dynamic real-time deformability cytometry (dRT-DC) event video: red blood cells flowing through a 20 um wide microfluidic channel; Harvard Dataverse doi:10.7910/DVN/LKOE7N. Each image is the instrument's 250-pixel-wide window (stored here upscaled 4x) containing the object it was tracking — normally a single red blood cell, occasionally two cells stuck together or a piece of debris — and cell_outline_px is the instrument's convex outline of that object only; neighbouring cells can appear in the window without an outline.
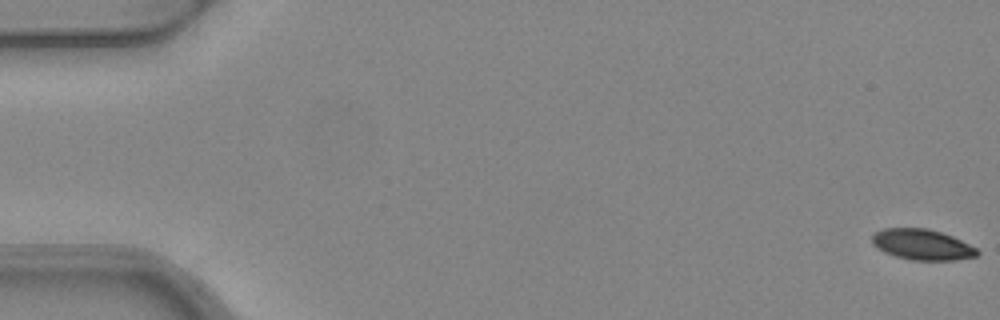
{"species": "common noctule bat (a hibernating species)", "species_latin": "Nyctalus noctula", "temperature_condition": "warm", "stored_images_in_passage": 4, "camera_frame_rate_fps": 3000, "um_per_image_px": 0.085, "animal": {"sex": "female", "body_mass_g": 24.6, "forearm_length_mm": 56.2}, "frame": {"image": 1, "passage_image": 1, "time_ms": 0.0, "image_size_px": [1000, 320], "cell_outline_px": [[980, 252], [976, 256], [956, 260], [912, 260], [896, 256], [884, 252], [876, 248], [872, 244], [872, 236], [876, 232], [884, 228], [928, 228], [952, 236], [976, 248]], "centroid_in_image_um": [78.36, 20.79], "position_along_channel_um": 6.6, "area_um2": 18.73}}
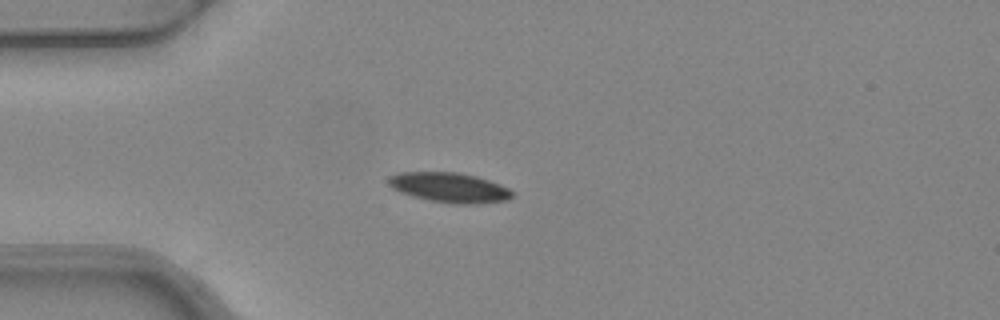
{"frame": {"image": 2, "passage_image": 4, "time_ms": 1.0, "image_size_px": [1000, 320], "cell_outline_px": [[516, 196], [508, 200], [476, 204], [452, 204], [432, 200], [416, 196], [392, 188], [388, 184], [388, 176], [396, 172], [460, 172], [476, 176], [500, 184], [508, 188]], "centroid_in_image_um": [38.24, 15.93], "position_along_channel_um": 46.8, "area_um2": 21.5}}